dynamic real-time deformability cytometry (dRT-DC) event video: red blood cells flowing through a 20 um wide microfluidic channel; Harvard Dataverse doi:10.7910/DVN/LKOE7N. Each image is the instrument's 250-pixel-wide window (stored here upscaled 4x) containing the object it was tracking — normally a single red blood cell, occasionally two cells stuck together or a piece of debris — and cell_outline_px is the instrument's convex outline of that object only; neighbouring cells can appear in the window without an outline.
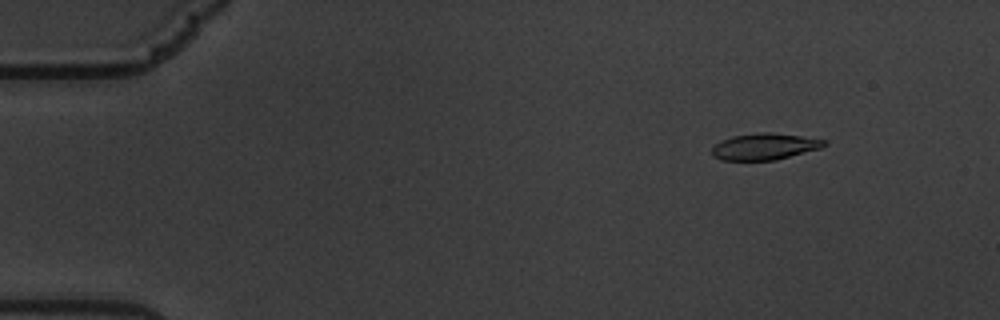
{"species": "common noctule bat (a hibernating species)", "species_latin": "Nyctalus noctula", "temperature_condition": "warm", "stored_images_in_passage": 61, "camera_frame_rate_fps": 3000, "um_per_image_px": 0.085, "animal": {"sex": "male", "body_mass_g": 19.5, "forearm_length_mm": 54.6}, "frame": {"image": 1, "passage_image": 8, "time_ms": 2.333, "image_size_px": [1000, 320], "cell_outline_px": [[828, 144], [820, 148], [776, 160], [724, 160], [712, 156], [712, 148], [720, 140], [732, 136], [760, 132], [768, 132], [800, 136], [828, 140]], "centroid_in_image_um": [64.99, 12.45], "position_along_channel_um": 20.0, "area_um2": 17.28}}
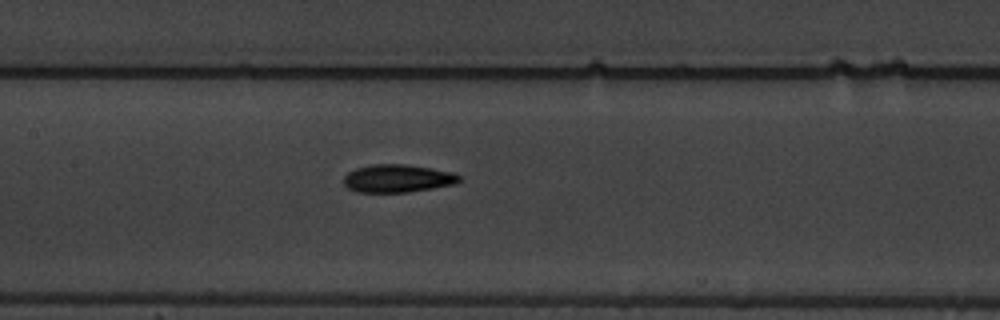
{"frame": {"image": 2, "passage_image": 30, "time_ms": 9.667, "image_size_px": [1000, 320], "cell_outline_px": [[460, 180], [452, 184], [432, 188], [408, 192], [356, 192], [348, 188], [344, 184], [344, 176], [348, 172], [356, 168], [372, 164], [408, 164], [432, 168], [452, 172], [460, 176]], "centroid_in_image_um": [33.76, 15.16], "position_along_channel_um": 173.6, "area_um2": 18.73}}
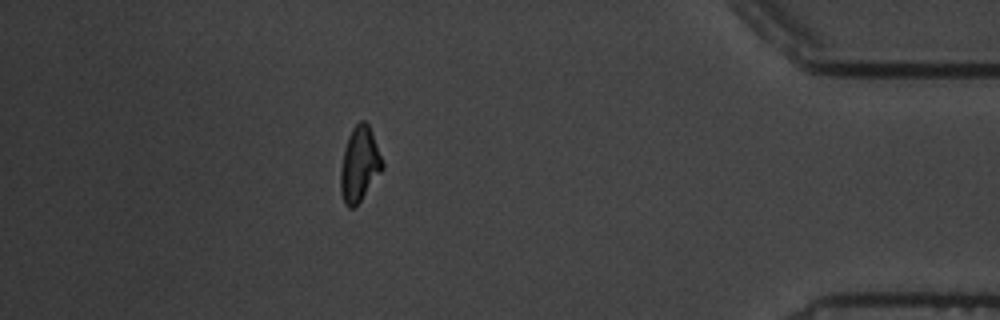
{"frame": {"image": 3, "passage_image": 54, "time_ms": 17.667, "image_size_px": [1000, 320], "cell_outline_px": [[384, 168], [360, 200], [352, 208], [348, 208], [344, 204], [340, 192], [340, 168], [344, 148], [348, 136], [352, 128], [360, 120], [364, 120], [368, 124], [372, 132], [384, 164]], "centroid_in_image_um": [30.54, 13.95], "position_along_channel_um": 404.7, "area_um2": 18.21}, "authors_computed_cell_mechanics": {"area_um2": 18.0914, "velocity_mm_per_s": 3.4056, "shape_relaxation_time_tau1_ms": 7.5661, "shape_relaxation_time_tau2_ms": 2.349, "deformation_change_tau1": 0.2035, "deformation_change_tau2": 0.0876}}